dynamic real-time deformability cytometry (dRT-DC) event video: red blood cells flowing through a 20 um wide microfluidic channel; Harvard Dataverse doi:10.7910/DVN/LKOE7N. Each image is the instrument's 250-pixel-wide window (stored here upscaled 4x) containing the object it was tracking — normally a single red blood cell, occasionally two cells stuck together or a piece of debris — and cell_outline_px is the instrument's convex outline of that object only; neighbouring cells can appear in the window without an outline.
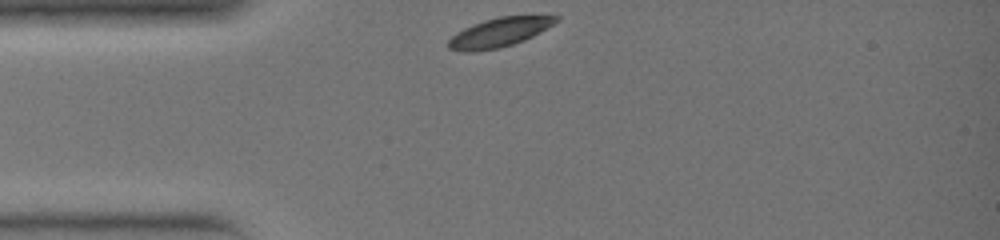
{"species": "common noctule bat (a hibernating species)", "species_latin": "Nyctalus noctula", "temperature_condition": "warm", "stored_images_in_passage": 23, "camera_frame_rate_fps": 3000, "um_per_image_px": 0.085, "animal": {"sex": "female", "body_mass_g": 19.0, "forearm_length_mm": 51.5}, "frame": {"image": 1, "passage_image": 1, "time_ms": 0.0, "image_size_px": [1000, 240], "cell_outline_px": [[560, 20], [540, 32], [524, 40], [512, 44], [496, 48], [472, 52], [464, 52], [448, 48], [448, 40], [456, 32], [464, 28], [484, 20], [500, 16], [560, 16]], "centroid_in_image_um": [42.42, 2.75], "position_along_channel_um": 42.6, "area_um2": 18.03}}
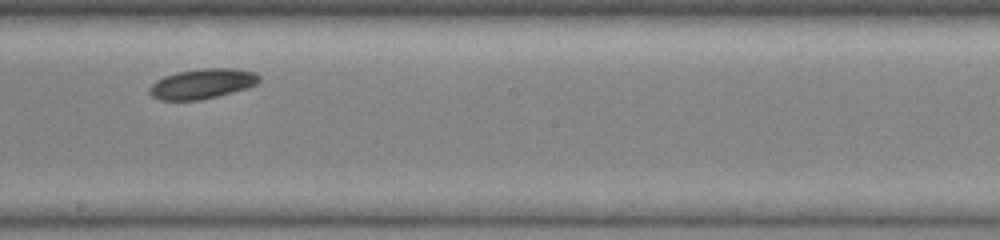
{"frame": {"image": 2, "passage_image": 13, "time_ms": 4.0, "image_size_px": [1000, 240], "cell_outline_px": [[260, 80], [256, 84], [248, 88], [200, 100], [160, 100], [152, 96], [148, 92], [148, 88], [156, 80], [164, 76], [176, 72], [204, 68], [232, 68], [256, 72], [260, 76]], "centroid_in_image_um": [17.18, 7.11], "position_along_channel_um": 231.0, "area_um2": 19.25}}
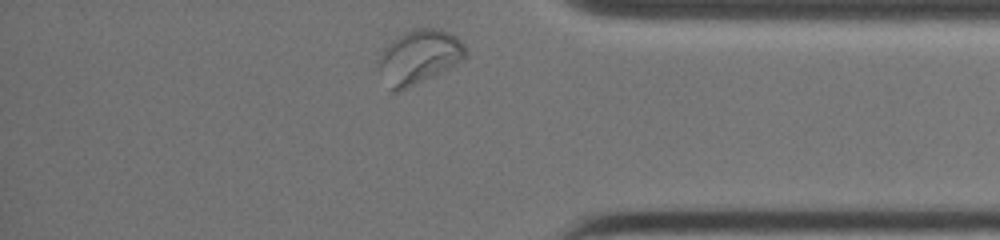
{"frame": {"image": 3, "passage_image": 23, "time_ms": 7.333, "image_size_px": [1000, 240], "cell_outline_px": [[468, 52], [464, 60], [432, 76], [396, 92], [392, 92], [376, 68], [376, 60], [380, 52], [396, 36], [412, 28], [440, 28], [456, 36], [464, 44]], "centroid_in_image_um": [35.58, 4.8], "position_along_channel_um": 399.6, "area_um2": 27.63}}